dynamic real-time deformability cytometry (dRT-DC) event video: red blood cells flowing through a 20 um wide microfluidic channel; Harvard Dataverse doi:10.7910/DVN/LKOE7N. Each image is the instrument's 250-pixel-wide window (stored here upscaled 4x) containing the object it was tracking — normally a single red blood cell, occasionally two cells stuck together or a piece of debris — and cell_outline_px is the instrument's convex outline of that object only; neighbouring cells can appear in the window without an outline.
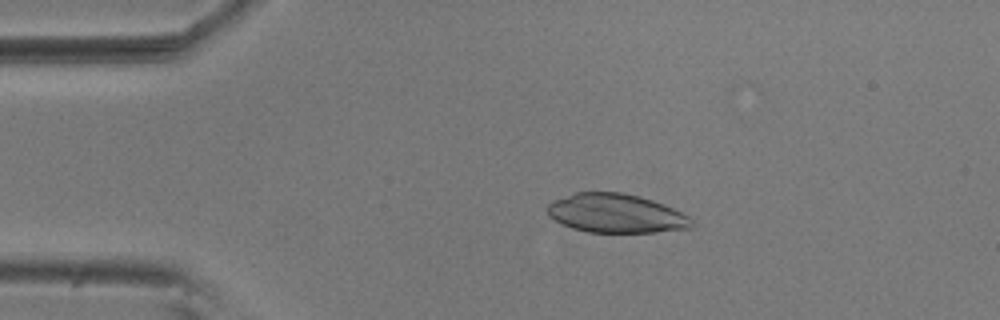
{"species": "common noctule bat (a hibernating species)", "species_latin": "Nyctalus noctula", "temperature_condition": "room temperature", "stored_images_in_passage": 48, "camera_frame_rate_fps": 3000, "um_per_image_px": 0.085, "animal": {"sex": "male", "body_mass_g": 20.5, "forearm_length_mm": 52.5}, "frame": {"image": 1, "passage_image": 10, "time_ms": 3.0, "image_size_px": [1000, 320], "cell_outline_px": [[692, 228], [656, 232], [588, 232], [572, 228], [548, 216], [544, 208], [552, 200], [576, 192], [620, 192], [640, 196], [664, 204], [688, 216], [692, 220]], "centroid_in_image_um": [52.32, 18.13], "position_along_channel_um": 32.7, "area_um2": 32.77}}